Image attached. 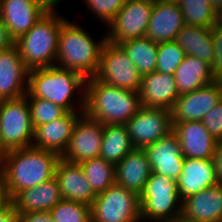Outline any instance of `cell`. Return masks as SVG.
Returning a JSON list of instances; mask_svg holds the SVG:
<instances>
[{"mask_svg":"<svg viewBox=\"0 0 222 222\" xmlns=\"http://www.w3.org/2000/svg\"><path fill=\"white\" fill-rule=\"evenodd\" d=\"M212 38L216 55L212 71L216 80L222 82V27H212Z\"/></svg>","mask_w":222,"mask_h":222,"instance_id":"37","label":"cell"},{"mask_svg":"<svg viewBox=\"0 0 222 222\" xmlns=\"http://www.w3.org/2000/svg\"><path fill=\"white\" fill-rule=\"evenodd\" d=\"M141 220L163 222L181 216L182 201L177 181L161 174L151 173L139 194Z\"/></svg>","mask_w":222,"mask_h":222,"instance_id":"6","label":"cell"},{"mask_svg":"<svg viewBox=\"0 0 222 222\" xmlns=\"http://www.w3.org/2000/svg\"><path fill=\"white\" fill-rule=\"evenodd\" d=\"M62 200L59 183L54 176L48 181L20 191L12 200L18 214L50 211L58 202Z\"/></svg>","mask_w":222,"mask_h":222,"instance_id":"25","label":"cell"},{"mask_svg":"<svg viewBox=\"0 0 222 222\" xmlns=\"http://www.w3.org/2000/svg\"><path fill=\"white\" fill-rule=\"evenodd\" d=\"M219 184L212 159H184L182 174L177 179L178 194L184 199Z\"/></svg>","mask_w":222,"mask_h":222,"instance_id":"22","label":"cell"},{"mask_svg":"<svg viewBox=\"0 0 222 222\" xmlns=\"http://www.w3.org/2000/svg\"><path fill=\"white\" fill-rule=\"evenodd\" d=\"M61 156L33 146L6 152L0 166V181L10 201L27 188H34L55 176Z\"/></svg>","mask_w":222,"mask_h":222,"instance_id":"1","label":"cell"},{"mask_svg":"<svg viewBox=\"0 0 222 222\" xmlns=\"http://www.w3.org/2000/svg\"><path fill=\"white\" fill-rule=\"evenodd\" d=\"M142 107L139 91L86 79L84 113L104 125L126 124Z\"/></svg>","mask_w":222,"mask_h":222,"instance_id":"2","label":"cell"},{"mask_svg":"<svg viewBox=\"0 0 222 222\" xmlns=\"http://www.w3.org/2000/svg\"><path fill=\"white\" fill-rule=\"evenodd\" d=\"M185 57L186 54L184 50L175 41L158 43L155 71L174 75L177 67Z\"/></svg>","mask_w":222,"mask_h":222,"instance_id":"33","label":"cell"},{"mask_svg":"<svg viewBox=\"0 0 222 222\" xmlns=\"http://www.w3.org/2000/svg\"><path fill=\"white\" fill-rule=\"evenodd\" d=\"M125 125L135 149H144L172 131L170 110L142 106Z\"/></svg>","mask_w":222,"mask_h":222,"instance_id":"11","label":"cell"},{"mask_svg":"<svg viewBox=\"0 0 222 222\" xmlns=\"http://www.w3.org/2000/svg\"><path fill=\"white\" fill-rule=\"evenodd\" d=\"M179 6L185 25L206 28L214 26L216 9L210 0H183Z\"/></svg>","mask_w":222,"mask_h":222,"instance_id":"31","label":"cell"},{"mask_svg":"<svg viewBox=\"0 0 222 222\" xmlns=\"http://www.w3.org/2000/svg\"><path fill=\"white\" fill-rule=\"evenodd\" d=\"M184 25L179 5L155 0L145 37L157 44L174 41Z\"/></svg>","mask_w":222,"mask_h":222,"instance_id":"19","label":"cell"},{"mask_svg":"<svg viewBox=\"0 0 222 222\" xmlns=\"http://www.w3.org/2000/svg\"><path fill=\"white\" fill-rule=\"evenodd\" d=\"M15 44V40L10 36L6 25L0 18V51L9 49Z\"/></svg>","mask_w":222,"mask_h":222,"instance_id":"40","label":"cell"},{"mask_svg":"<svg viewBox=\"0 0 222 222\" xmlns=\"http://www.w3.org/2000/svg\"><path fill=\"white\" fill-rule=\"evenodd\" d=\"M174 41L186 55L198 57L213 66L216 55L212 28L184 25Z\"/></svg>","mask_w":222,"mask_h":222,"instance_id":"27","label":"cell"},{"mask_svg":"<svg viewBox=\"0 0 222 222\" xmlns=\"http://www.w3.org/2000/svg\"><path fill=\"white\" fill-rule=\"evenodd\" d=\"M151 173L144 149H134L115 164V183L139 195Z\"/></svg>","mask_w":222,"mask_h":222,"instance_id":"24","label":"cell"},{"mask_svg":"<svg viewBox=\"0 0 222 222\" xmlns=\"http://www.w3.org/2000/svg\"><path fill=\"white\" fill-rule=\"evenodd\" d=\"M79 112H66L54 121L37 126L32 146L61 156L67 148L77 120L84 113L81 110Z\"/></svg>","mask_w":222,"mask_h":222,"instance_id":"18","label":"cell"},{"mask_svg":"<svg viewBox=\"0 0 222 222\" xmlns=\"http://www.w3.org/2000/svg\"><path fill=\"white\" fill-rule=\"evenodd\" d=\"M18 217L19 214L11 202L0 211V222H18Z\"/></svg>","mask_w":222,"mask_h":222,"instance_id":"41","label":"cell"},{"mask_svg":"<svg viewBox=\"0 0 222 222\" xmlns=\"http://www.w3.org/2000/svg\"><path fill=\"white\" fill-rule=\"evenodd\" d=\"M153 173L177 181L182 174L184 155L176 134L171 131L152 145L144 148Z\"/></svg>","mask_w":222,"mask_h":222,"instance_id":"15","label":"cell"},{"mask_svg":"<svg viewBox=\"0 0 222 222\" xmlns=\"http://www.w3.org/2000/svg\"><path fill=\"white\" fill-rule=\"evenodd\" d=\"M93 191L99 194L115 184V164L95 157L80 163Z\"/></svg>","mask_w":222,"mask_h":222,"instance_id":"30","label":"cell"},{"mask_svg":"<svg viewBox=\"0 0 222 222\" xmlns=\"http://www.w3.org/2000/svg\"><path fill=\"white\" fill-rule=\"evenodd\" d=\"M201 122L216 141H222V100L209 110Z\"/></svg>","mask_w":222,"mask_h":222,"instance_id":"36","label":"cell"},{"mask_svg":"<svg viewBox=\"0 0 222 222\" xmlns=\"http://www.w3.org/2000/svg\"><path fill=\"white\" fill-rule=\"evenodd\" d=\"M34 128L62 117L67 111L51 101L27 98Z\"/></svg>","mask_w":222,"mask_h":222,"instance_id":"34","label":"cell"},{"mask_svg":"<svg viewBox=\"0 0 222 222\" xmlns=\"http://www.w3.org/2000/svg\"><path fill=\"white\" fill-rule=\"evenodd\" d=\"M139 94L143 107L167 110L179 96L174 75L157 71L142 76Z\"/></svg>","mask_w":222,"mask_h":222,"instance_id":"21","label":"cell"},{"mask_svg":"<svg viewBox=\"0 0 222 222\" xmlns=\"http://www.w3.org/2000/svg\"><path fill=\"white\" fill-rule=\"evenodd\" d=\"M105 42L106 36L95 42L81 26L64 19L58 39L55 65L76 71L85 79L95 77Z\"/></svg>","mask_w":222,"mask_h":222,"instance_id":"4","label":"cell"},{"mask_svg":"<svg viewBox=\"0 0 222 222\" xmlns=\"http://www.w3.org/2000/svg\"><path fill=\"white\" fill-rule=\"evenodd\" d=\"M28 73L29 70L24 66L19 48L15 44L0 51V101L26 95Z\"/></svg>","mask_w":222,"mask_h":222,"instance_id":"16","label":"cell"},{"mask_svg":"<svg viewBox=\"0 0 222 222\" xmlns=\"http://www.w3.org/2000/svg\"><path fill=\"white\" fill-rule=\"evenodd\" d=\"M135 149L125 124L104 125L100 157L113 164Z\"/></svg>","mask_w":222,"mask_h":222,"instance_id":"28","label":"cell"},{"mask_svg":"<svg viewBox=\"0 0 222 222\" xmlns=\"http://www.w3.org/2000/svg\"><path fill=\"white\" fill-rule=\"evenodd\" d=\"M163 222H192V221H189V220L183 218L182 216H180V217L170 219V220H167V221H163Z\"/></svg>","mask_w":222,"mask_h":222,"instance_id":"44","label":"cell"},{"mask_svg":"<svg viewBox=\"0 0 222 222\" xmlns=\"http://www.w3.org/2000/svg\"><path fill=\"white\" fill-rule=\"evenodd\" d=\"M212 161L216 169L218 181L222 183V141H217Z\"/></svg>","mask_w":222,"mask_h":222,"instance_id":"39","label":"cell"},{"mask_svg":"<svg viewBox=\"0 0 222 222\" xmlns=\"http://www.w3.org/2000/svg\"><path fill=\"white\" fill-rule=\"evenodd\" d=\"M54 222H91L90 206L68 200H61L50 211Z\"/></svg>","mask_w":222,"mask_h":222,"instance_id":"32","label":"cell"},{"mask_svg":"<svg viewBox=\"0 0 222 222\" xmlns=\"http://www.w3.org/2000/svg\"><path fill=\"white\" fill-rule=\"evenodd\" d=\"M86 79L76 71L56 65L32 69L28 73L26 98H40L61 106L67 112H78L72 104L74 93L81 92V111L85 108ZM82 87V88H81ZM81 88L80 91L79 89ZM79 90V91H78ZM77 111H76V110Z\"/></svg>","mask_w":222,"mask_h":222,"instance_id":"3","label":"cell"},{"mask_svg":"<svg viewBox=\"0 0 222 222\" xmlns=\"http://www.w3.org/2000/svg\"><path fill=\"white\" fill-rule=\"evenodd\" d=\"M99 81L118 88L140 91L142 76L120 44L106 40L95 76Z\"/></svg>","mask_w":222,"mask_h":222,"instance_id":"9","label":"cell"},{"mask_svg":"<svg viewBox=\"0 0 222 222\" xmlns=\"http://www.w3.org/2000/svg\"><path fill=\"white\" fill-rule=\"evenodd\" d=\"M53 5L25 34L15 40L24 66L30 71L54 66L58 39L64 18L56 14Z\"/></svg>","mask_w":222,"mask_h":222,"instance_id":"5","label":"cell"},{"mask_svg":"<svg viewBox=\"0 0 222 222\" xmlns=\"http://www.w3.org/2000/svg\"><path fill=\"white\" fill-rule=\"evenodd\" d=\"M174 77L178 95L190 93L216 81L212 66L204 60L186 55L177 67Z\"/></svg>","mask_w":222,"mask_h":222,"instance_id":"26","label":"cell"},{"mask_svg":"<svg viewBox=\"0 0 222 222\" xmlns=\"http://www.w3.org/2000/svg\"><path fill=\"white\" fill-rule=\"evenodd\" d=\"M214 26L222 27V6L216 9Z\"/></svg>","mask_w":222,"mask_h":222,"instance_id":"43","label":"cell"},{"mask_svg":"<svg viewBox=\"0 0 222 222\" xmlns=\"http://www.w3.org/2000/svg\"><path fill=\"white\" fill-rule=\"evenodd\" d=\"M55 177L63 200L91 206L97 194L88 183L80 164L60 159L55 170Z\"/></svg>","mask_w":222,"mask_h":222,"instance_id":"20","label":"cell"},{"mask_svg":"<svg viewBox=\"0 0 222 222\" xmlns=\"http://www.w3.org/2000/svg\"><path fill=\"white\" fill-rule=\"evenodd\" d=\"M163 1L180 5L183 0H163Z\"/></svg>","mask_w":222,"mask_h":222,"instance_id":"47","label":"cell"},{"mask_svg":"<svg viewBox=\"0 0 222 222\" xmlns=\"http://www.w3.org/2000/svg\"><path fill=\"white\" fill-rule=\"evenodd\" d=\"M210 3L215 9L222 6V0H210Z\"/></svg>","mask_w":222,"mask_h":222,"instance_id":"46","label":"cell"},{"mask_svg":"<svg viewBox=\"0 0 222 222\" xmlns=\"http://www.w3.org/2000/svg\"><path fill=\"white\" fill-rule=\"evenodd\" d=\"M181 216L192 222H222V183L184 199Z\"/></svg>","mask_w":222,"mask_h":222,"instance_id":"23","label":"cell"},{"mask_svg":"<svg viewBox=\"0 0 222 222\" xmlns=\"http://www.w3.org/2000/svg\"><path fill=\"white\" fill-rule=\"evenodd\" d=\"M6 150L3 148L1 141H0V166L2 164L3 158L6 155Z\"/></svg>","mask_w":222,"mask_h":222,"instance_id":"45","label":"cell"},{"mask_svg":"<svg viewBox=\"0 0 222 222\" xmlns=\"http://www.w3.org/2000/svg\"><path fill=\"white\" fill-rule=\"evenodd\" d=\"M141 76L156 69L158 44L149 38L141 37L120 43Z\"/></svg>","mask_w":222,"mask_h":222,"instance_id":"29","label":"cell"},{"mask_svg":"<svg viewBox=\"0 0 222 222\" xmlns=\"http://www.w3.org/2000/svg\"><path fill=\"white\" fill-rule=\"evenodd\" d=\"M127 0H85L88 8L107 26Z\"/></svg>","mask_w":222,"mask_h":222,"instance_id":"35","label":"cell"},{"mask_svg":"<svg viewBox=\"0 0 222 222\" xmlns=\"http://www.w3.org/2000/svg\"><path fill=\"white\" fill-rule=\"evenodd\" d=\"M10 202L11 201L8 197L7 191L3 187L2 182L0 181V211L4 209Z\"/></svg>","mask_w":222,"mask_h":222,"instance_id":"42","label":"cell"},{"mask_svg":"<svg viewBox=\"0 0 222 222\" xmlns=\"http://www.w3.org/2000/svg\"><path fill=\"white\" fill-rule=\"evenodd\" d=\"M18 222H54L49 211L19 214Z\"/></svg>","mask_w":222,"mask_h":222,"instance_id":"38","label":"cell"},{"mask_svg":"<svg viewBox=\"0 0 222 222\" xmlns=\"http://www.w3.org/2000/svg\"><path fill=\"white\" fill-rule=\"evenodd\" d=\"M222 100V82L215 81L190 93L179 95L171 110V123L201 121Z\"/></svg>","mask_w":222,"mask_h":222,"instance_id":"14","label":"cell"},{"mask_svg":"<svg viewBox=\"0 0 222 222\" xmlns=\"http://www.w3.org/2000/svg\"><path fill=\"white\" fill-rule=\"evenodd\" d=\"M34 134L26 95L0 101V141L6 151L32 146Z\"/></svg>","mask_w":222,"mask_h":222,"instance_id":"7","label":"cell"},{"mask_svg":"<svg viewBox=\"0 0 222 222\" xmlns=\"http://www.w3.org/2000/svg\"><path fill=\"white\" fill-rule=\"evenodd\" d=\"M155 0H127L109 23L106 40L115 44L145 37Z\"/></svg>","mask_w":222,"mask_h":222,"instance_id":"10","label":"cell"},{"mask_svg":"<svg viewBox=\"0 0 222 222\" xmlns=\"http://www.w3.org/2000/svg\"><path fill=\"white\" fill-rule=\"evenodd\" d=\"M50 0H0V18L17 40L53 6Z\"/></svg>","mask_w":222,"mask_h":222,"instance_id":"13","label":"cell"},{"mask_svg":"<svg viewBox=\"0 0 222 222\" xmlns=\"http://www.w3.org/2000/svg\"><path fill=\"white\" fill-rule=\"evenodd\" d=\"M54 5H56L58 2L60 3L62 0H50Z\"/></svg>","mask_w":222,"mask_h":222,"instance_id":"48","label":"cell"},{"mask_svg":"<svg viewBox=\"0 0 222 222\" xmlns=\"http://www.w3.org/2000/svg\"><path fill=\"white\" fill-rule=\"evenodd\" d=\"M182 154L187 158L212 159L217 141L201 121L172 123Z\"/></svg>","mask_w":222,"mask_h":222,"instance_id":"17","label":"cell"},{"mask_svg":"<svg viewBox=\"0 0 222 222\" xmlns=\"http://www.w3.org/2000/svg\"><path fill=\"white\" fill-rule=\"evenodd\" d=\"M104 124L83 113L77 120L61 159L80 164L100 156Z\"/></svg>","mask_w":222,"mask_h":222,"instance_id":"12","label":"cell"},{"mask_svg":"<svg viewBox=\"0 0 222 222\" xmlns=\"http://www.w3.org/2000/svg\"><path fill=\"white\" fill-rule=\"evenodd\" d=\"M91 222H140L139 195L118 184L97 194L91 206Z\"/></svg>","mask_w":222,"mask_h":222,"instance_id":"8","label":"cell"}]
</instances>
